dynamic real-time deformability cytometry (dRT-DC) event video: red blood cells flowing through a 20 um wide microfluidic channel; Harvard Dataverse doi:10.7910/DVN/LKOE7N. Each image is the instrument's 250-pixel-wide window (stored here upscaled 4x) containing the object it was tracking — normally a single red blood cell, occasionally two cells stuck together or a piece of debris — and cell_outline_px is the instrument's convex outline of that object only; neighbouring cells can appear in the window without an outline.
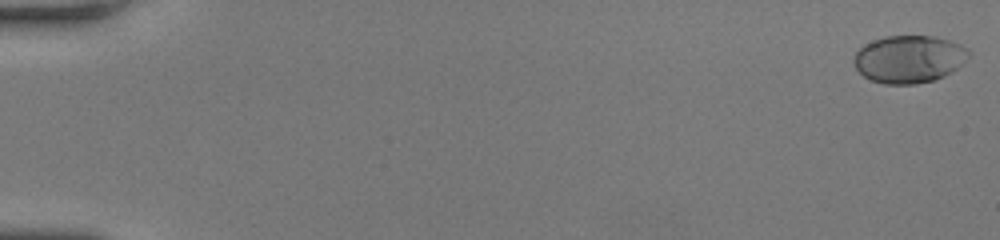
{"species": "human", "species_latin": "Homo sapiens", "temperature_condition": "room temperature", "stored_images_in_passage": 51, "camera_frame_rate_fps": 3000, "um_per_image_px": 0.085, "donor": {"sex": "female"}, "frame": {"image": 1, "passage_image": 1, "time_ms": 0.0, "image_size_px": [1000, 240], "cell_outline_px": [[968, 56], [952, 72], [936, 80], [916, 84], [884, 84], [872, 80], [864, 76], [856, 68], [852, 60], [856, 52], [860, 48], [872, 40], [884, 36], [932, 36], [948, 40], [960, 44], [968, 48]], "centroid_in_image_um": [77.24, 5.03], "position_along_channel_um": 7.8, "area_um2": 31.73}}
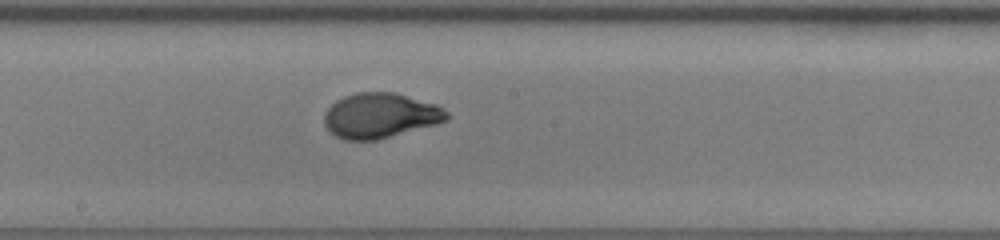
{"frame": {"image": 2, "passage_image": 29, "time_ms": 9.333, "image_size_px": [1000, 240], "cell_outline_px": [[452, 116], [448, 120], [436, 124], [376, 140], [344, 140], [336, 136], [324, 124], [324, 112], [336, 100], [344, 96], [356, 92], [396, 92], [436, 104], [448, 112]], "centroid_in_image_um": [32.34, 9.81], "position_along_channel_um": 215.9, "area_um2": 32.25}}
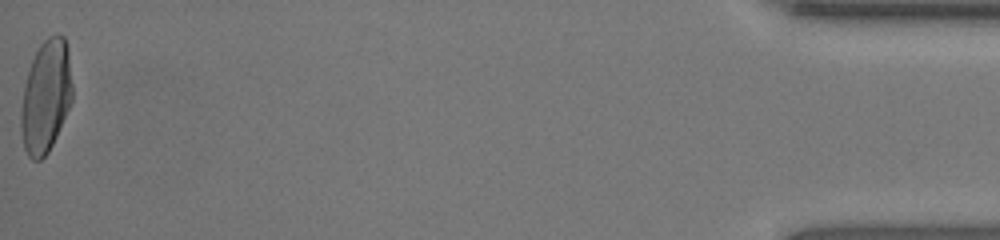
{"frame": {"image": 3, "passage_image": 51, "time_ms": 16.667, "image_size_px": [1000, 240], "cell_outline_px": [[72, 100], [56, 136], [48, 152], [40, 160], [32, 160], [28, 156], [24, 148], [20, 128], [20, 112], [24, 84], [32, 60], [40, 44], [48, 36], [56, 32], [64, 36], [68, 48], [72, 84]], "centroid_in_image_um": [3.89, 8.17], "position_along_channel_um": 431.3, "area_um2": 33.81}, "authors_computed_cell_mechanics": {"area_um2": 31.6166, "velocity_mm_per_s": 4.1783, "shape_relaxation_time_tau1_ms": 3.5567, "shape_relaxation_time_tau2_ms": null, "deformation_change_tau1": 0.1843, "deformation_change_tau2": null}}